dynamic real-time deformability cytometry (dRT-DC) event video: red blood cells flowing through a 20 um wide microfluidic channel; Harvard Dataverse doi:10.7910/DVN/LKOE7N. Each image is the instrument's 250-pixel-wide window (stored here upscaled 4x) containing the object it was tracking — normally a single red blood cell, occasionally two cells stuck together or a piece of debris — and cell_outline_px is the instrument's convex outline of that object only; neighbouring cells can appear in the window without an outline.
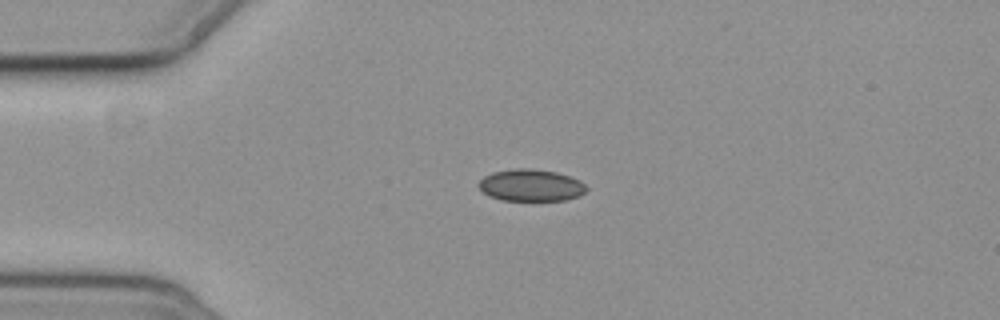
{"species": "common noctule bat (a hibernating species)", "species_latin": "Nyctalus noctula", "temperature_condition": "cold", "stored_images_in_passage": 3, "camera_frame_rate_fps": 3000, "um_per_image_px": 0.085, "animal": {"sex": "female", "body_mass_g": 19.3, "forearm_length_mm": 54.1}, "frame": {"image": 1, "passage_image": 3, "time_ms": 2.333, "image_size_px": [1000, 320], "cell_outline_px": [[588, 188], [584, 192], [576, 196], [564, 200], [500, 200], [488, 196], [480, 188], [480, 180], [484, 176], [492, 172], [516, 168], [528, 168], [556, 172], [580, 180]], "centroid_in_image_um": [45.11, 15.74], "position_along_channel_um": 39.9, "area_um2": 19.83}}